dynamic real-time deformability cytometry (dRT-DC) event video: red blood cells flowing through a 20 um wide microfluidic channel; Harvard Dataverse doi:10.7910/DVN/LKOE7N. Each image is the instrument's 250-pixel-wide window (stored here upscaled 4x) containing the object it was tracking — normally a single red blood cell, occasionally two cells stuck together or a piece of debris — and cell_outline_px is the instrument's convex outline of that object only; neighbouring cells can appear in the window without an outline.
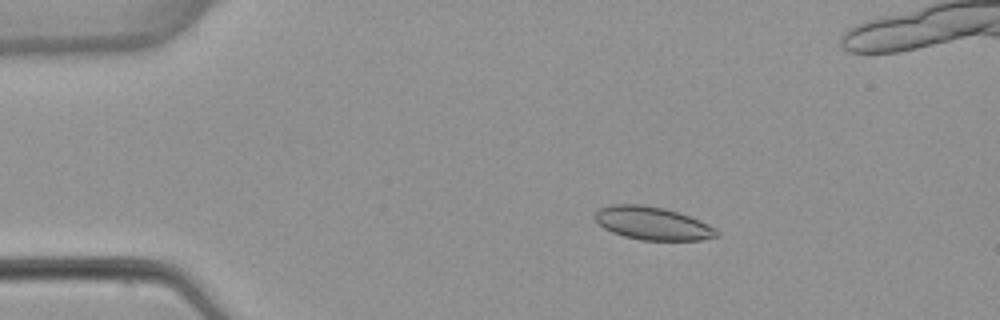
{"species": "common noctule bat (a hibernating species)", "species_latin": "Nyctalus noctula", "temperature_condition": "warm", "stored_images_in_passage": 5, "camera_frame_rate_fps": 3000, "um_per_image_px": 0.085, "animal": {"sex": "female", "body_mass_g": 22.7, "forearm_length_mm": 54.2}, "frame": {"image": 1, "passage_image": 3, "time_ms": 2.667, "image_size_px": [1000, 320], "cell_outline_px": [[720, 236], [700, 240], [640, 240], [624, 236], [612, 232], [604, 228], [592, 216], [600, 208], [612, 204], [644, 204], [664, 208], [700, 220], [716, 228], [720, 232]], "centroid_in_image_um": [55.47, 18.98], "position_along_channel_um": 29.5, "area_um2": 23.52}}